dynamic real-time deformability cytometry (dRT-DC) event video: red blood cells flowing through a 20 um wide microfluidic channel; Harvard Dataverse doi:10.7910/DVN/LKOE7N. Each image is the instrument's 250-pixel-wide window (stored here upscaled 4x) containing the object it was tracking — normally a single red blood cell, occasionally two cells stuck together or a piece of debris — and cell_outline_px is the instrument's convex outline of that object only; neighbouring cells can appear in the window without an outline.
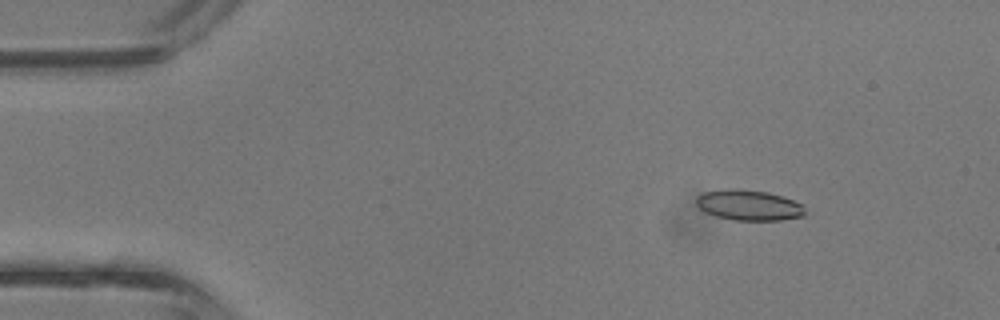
{"species": "common noctule bat (a hibernating species)", "species_latin": "Nyctalus noctula", "temperature_condition": "room temperature", "stored_images_in_passage": 18, "camera_frame_rate_fps": 3000, "um_per_image_px": 0.085, "animal": {"sex": "male", "body_mass_g": 13.3}, "frame": {"image": 1, "passage_image": 6, "time_ms": 1.667, "image_size_px": [1000, 320], "cell_outline_px": [[804, 216], [780, 220], [736, 220], [716, 216], [704, 212], [696, 204], [696, 196], [704, 192], [728, 188], [740, 188], [768, 192], [804, 204]], "centroid_in_image_um": [63.63, 17.43], "position_along_channel_um": 21.4, "area_um2": 19.42}}
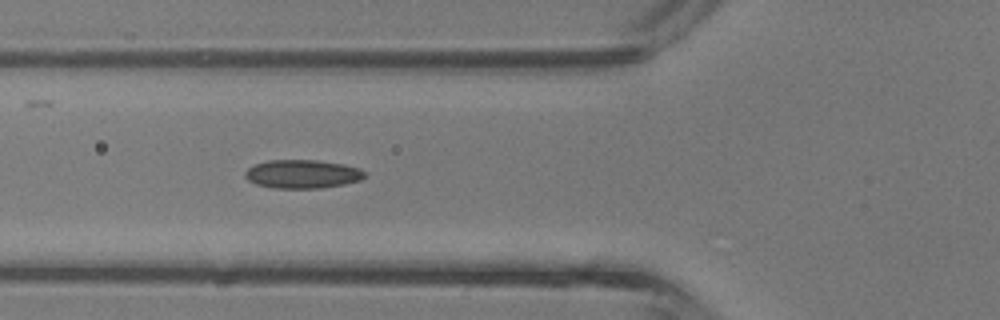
{"frame": {"image": 2, "passage_image": 16, "time_ms": 5.0, "image_size_px": [1000, 320], "cell_outline_px": [[364, 176], [360, 180], [344, 184], [320, 188], [272, 188], [256, 184], [248, 180], [244, 176], [244, 172], [248, 168], [256, 164], [268, 160], [316, 160], [344, 164], [360, 168], [364, 172]], "centroid_in_image_um": [25.68, 14.79], "position_along_channel_um": 100.1, "area_um2": 19.88}}
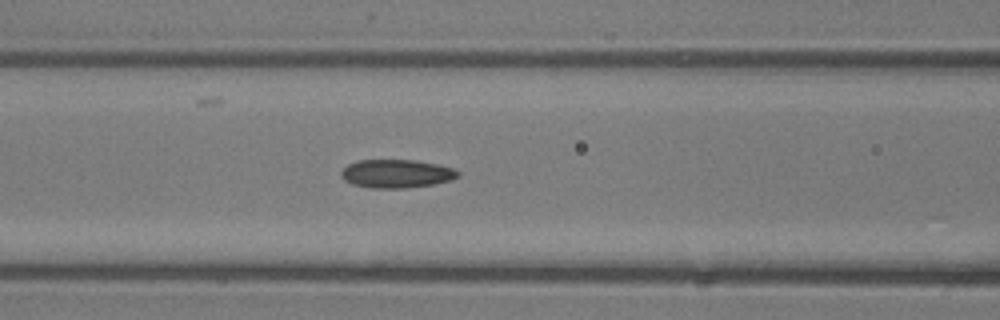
{"frame": {"image": 3, "passage_image": 18, "time_ms": 5.667, "image_size_px": [1000, 320], "cell_outline_px": [[460, 176], [452, 180], [432, 184], [404, 188], [372, 188], [352, 184], [344, 180], [340, 176], [340, 172], [348, 164], [356, 160], [416, 160], [440, 164], [452, 168], [460, 172]], "centroid_in_image_um": [33.7, 14.75], "position_along_channel_um": 132.9, "area_um2": 19.48}}